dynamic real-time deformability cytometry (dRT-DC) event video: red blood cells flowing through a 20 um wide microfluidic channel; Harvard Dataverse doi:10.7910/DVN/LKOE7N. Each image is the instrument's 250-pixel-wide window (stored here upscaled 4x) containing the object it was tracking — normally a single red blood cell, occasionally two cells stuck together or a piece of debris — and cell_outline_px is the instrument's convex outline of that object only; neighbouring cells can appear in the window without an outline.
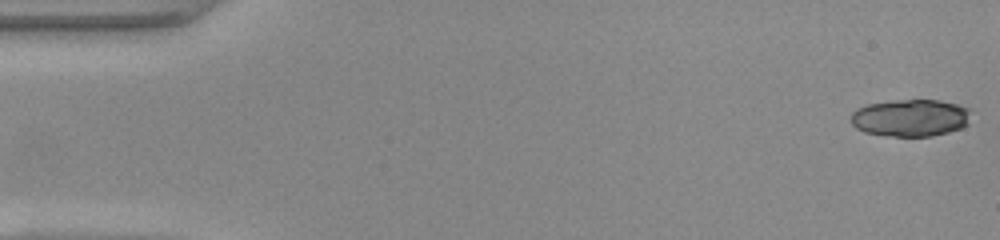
{"species": "common noctule bat (a hibernating species)", "species_latin": "Nyctalus noctula", "temperature_condition": "warm", "stored_images_in_passage": 49, "camera_frame_rate_fps": 3000, "um_per_image_px": 0.085, "animal": {"sex": "female", "body_mass_g": 22.0, "forearm_length_mm": 56.7}, "frame": {"image": 1, "passage_image": 1, "time_ms": 0.0, "image_size_px": [1000, 240], "cell_outline_px": [[968, 124], [960, 128], [948, 132], [932, 136], [892, 136], [864, 132], [856, 128], [852, 124], [852, 112], [856, 108], [868, 104], [892, 100], [940, 100], [956, 104], [968, 108]], "centroid_in_image_um": [77.36, 10.01], "position_along_channel_um": 7.6, "area_um2": 25.89}}
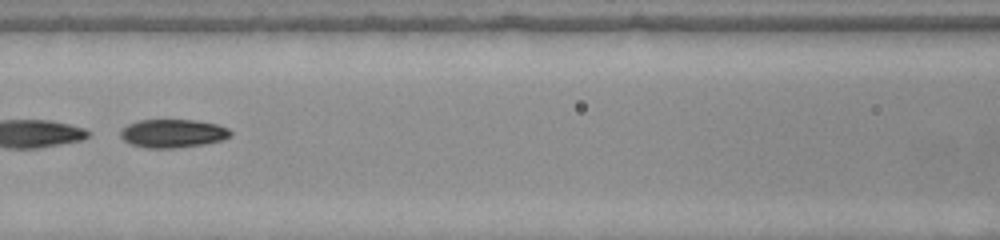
{"frame": {"image": 2, "passage_image": 22, "time_ms": 7.0, "image_size_px": [1000, 240], "cell_outline_px": [[232, 136], [224, 140], [204, 144], [176, 148], [144, 148], [132, 144], [124, 140], [120, 136], [120, 132], [128, 124], [140, 120], [196, 120], [216, 124], [228, 128], [232, 132]], "centroid_in_image_um": [14.73, 11.34], "position_along_channel_um": 151.9, "area_um2": 18.26}}
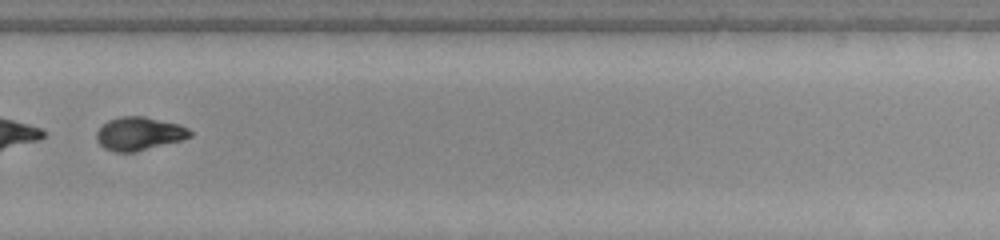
{"frame": {"image": 3, "passage_image": 34, "time_ms": 11.0, "image_size_px": [1000, 240], "cell_outline_px": [[192, 136], [180, 140], [136, 152], [112, 152], [104, 148], [96, 140], [96, 132], [108, 120], [120, 116], [144, 116], [180, 124], [188, 128], [192, 132]], "centroid_in_image_um": [11.82, 11.36], "position_along_channel_um": 318.0, "area_um2": 18.21}, "authors_computed_cell_mechanics": {"area_um2": 26.4724, "velocity_mm_per_s": 4.1615, "shape_relaxation_time_tau1_ms": 1.2184, "shape_relaxation_time_tau2_ms": 1.6397, "deformation_change_tau1": 0.3428, "deformation_change_tau2": 0.0685}}